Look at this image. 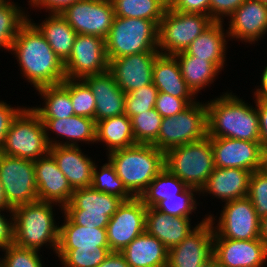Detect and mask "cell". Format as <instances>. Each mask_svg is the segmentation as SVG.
<instances>
[{
	"instance_id": "cell-1",
	"label": "cell",
	"mask_w": 267,
	"mask_h": 267,
	"mask_svg": "<svg viewBox=\"0 0 267 267\" xmlns=\"http://www.w3.org/2000/svg\"><path fill=\"white\" fill-rule=\"evenodd\" d=\"M10 50L17 56L23 76L36 90L61 84L66 79L64 62L31 19L20 28Z\"/></svg>"
},
{
	"instance_id": "cell-2",
	"label": "cell",
	"mask_w": 267,
	"mask_h": 267,
	"mask_svg": "<svg viewBox=\"0 0 267 267\" xmlns=\"http://www.w3.org/2000/svg\"><path fill=\"white\" fill-rule=\"evenodd\" d=\"M226 93L206 103L209 138H232L260 142L257 108Z\"/></svg>"
},
{
	"instance_id": "cell-3",
	"label": "cell",
	"mask_w": 267,
	"mask_h": 267,
	"mask_svg": "<svg viewBox=\"0 0 267 267\" xmlns=\"http://www.w3.org/2000/svg\"><path fill=\"white\" fill-rule=\"evenodd\" d=\"M108 161L126 189L140 197L165 167V153L152 144H135L109 153Z\"/></svg>"
},
{
	"instance_id": "cell-4",
	"label": "cell",
	"mask_w": 267,
	"mask_h": 267,
	"mask_svg": "<svg viewBox=\"0 0 267 267\" xmlns=\"http://www.w3.org/2000/svg\"><path fill=\"white\" fill-rule=\"evenodd\" d=\"M52 207V202L37 200L13 208L14 244L39 251L48 242L56 253L60 227L54 223Z\"/></svg>"
},
{
	"instance_id": "cell-5",
	"label": "cell",
	"mask_w": 267,
	"mask_h": 267,
	"mask_svg": "<svg viewBox=\"0 0 267 267\" xmlns=\"http://www.w3.org/2000/svg\"><path fill=\"white\" fill-rule=\"evenodd\" d=\"M164 165L188 187L200 191L215 169L209 137L169 149L165 152Z\"/></svg>"
},
{
	"instance_id": "cell-6",
	"label": "cell",
	"mask_w": 267,
	"mask_h": 267,
	"mask_svg": "<svg viewBox=\"0 0 267 267\" xmlns=\"http://www.w3.org/2000/svg\"><path fill=\"white\" fill-rule=\"evenodd\" d=\"M158 29L150 20L115 16L105 39L108 59L142 52H160L157 50Z\"/></svg>"
},
{
	"instance_id": "cell-7",
	"label": "cell",
	"mask_w": 267,
	"mask_h": 267,
	"mask_svg": "<svg viewBox=\"0 0 267 267\" xmlns=\"http://www.w3.org/2000/svg\"><path fill=\"white\" fill-rule=\"evenodd\" d=\"M49 148L44 124L30 107L24 108L13 120L0 152L35 161L46 156Z\"/></svg>"
},
{
	"instance_id": "cell-8",
	"label": "cell",
	"mask_w": 267,
	"mask_h": 267,
	"mask_svg": "<svg viewBox=\"0 0 267 267\" xmlns=\"http://www.w3.org/2000/svg\"><path fill=\"white\" fill-rule=\"evenodd\" d=\"M208 136L206 104L194 102L173 117H162L157 140L152 144L164 153Z\"/></svg>"
},
{
	"instance_id": "cell-9",
	"label": "cell",
	"mask_w": 267,
	"mask_h": 267,
	"mask_svg": "<svg viewBox=\"0 0 267 267\" xmlns=\"http://www.w3.org/2000/svg\"><path fill=\"white\" fill-rule=\"evenodd\" d=\"M213 22L209 15L174 11L168 6L158 29L159 53L175 55L184 51Z\"/></svg>"
},
{
	"instance_id": "cell-10",
	"label": "cell",
	"mask_w": 267,
	"mask_h": 267,
	"mask_svg": "<svg viewBox=\"0 0 267 267\" xmlns=\"http://www.w3.org/2000/svg\"><path fill=\"white\" fill-rule=\"evenodd\" d=\"M124 200L93 187L74 189L64 213L77 225L106 228L112 215Z\"/></svg>"
},
{
	"instance_id": "cell-11",
	"label": "cell",
	"mask_w": 267,
	"mask_h": 267,
	"mask_svg": "<svg viewBox=\"0 0 267 267\" xmlns=\"http://www.w3.org/2000/svg\"><path fill=\"white\" fill-rule=\"evenodd\" d=\"M0 181L12 208L38 200L34 161L1 153Z\"/></svg>"
},
{
	"instance_id": "cell-12",
	"label": "cell",
	"mask_w": 267,
	"mask_h": 267,
	"mask_svg": "<svg viewBox=\"0 0 267 267\" xmlns=\"http://www.w3.org/2000/svg\"><path fill=\"white\" fill-rule=\"evenodd\" d=\"M77 34L106 39L115 13L110 0H78L60 13Z\"/></svg>"
},
{
	"instance_id": "cell-13",
	"label": "cell",
	"mask_w": 267,
	"mask_h": 267,
	"mask_svg": "<svg viewBox=\"0 0 267 267\" xmlns=\"http://www.w3.org/2000/svg\"><path fill=\"white\" fill-rule=\"evenodd\" d=\"M65 76L83 79L109 70L105 39L94 35L77 34L72 52L64 62Z\"/></svg>"
},
{
	"instance_id": "cell-14",
	"label": "cell",
	"mask_w": 267,
	"mask_h": 267,
	"mask_svg": "<svg viewBox=\"0 0 267 267\" xmlns=\"http://www.w3.org/2000/svg\"><path fill=\"white\" fill-rule=\"evenodd\" d=\"M213 220L209 215L178 245L169 249L167 267H205L213 257Z\"/></svg>"
},
{
	"instance_id": "cell-15",
	"label": "cell",
	"mask_w": 267,
	"mask_h": 267,
	"mask_svg": "<svg viewBox=\"0 0 267 267\" xmlns=\"http://www.w3.org/2000/svg\"><path fill=\"white\" fill-rule=\"evenodd\" d=\"M213 238L252 240L260 238V218L248 197L225 202ZM217 229V230H216Z\"/></svg>"
},
{
	"instance_id": "cell-16",
	"label": "cell",
	"mask_w": 267,
	"mask_h": 267,
	"mask_svg": "<svg viewBox=\"0 0 267 267\" xmlns=\"http://www.w3.org/2000/svg\"><path fill=\"white\" fill-rule=\"evenodd\" d=\"M146 210L139 197L122 202L106 227L111 252H121L145 231Z\"/></svg>"
},
{
	"instance_id": "cell-17",
	"label": "cell",
	"mask_w": 267,
	"mask_h": 267,
	"mask_svg": "<svg viewBox=\"0 0 267 267\" xmlns=\"http://www.w3.org/2000/svg\"><path fill=\"white\" fill-rule=\"evenodd\" d=\"M217 168H239L251 172L264 168L266 156L260 142L232 138H209Z\"/></svg>"
},
{
	"instance_id": "cell-18",
	"label": "cell",
	"mask_w": 267,
	"mask_h": 267,
	"mask_svg": "<svg viewBox=\"0 0 267 267\" xmlns=\"http://www.w3.org/2000/svg\"><path fill=\"white\" fill-rule=\"evenodd\" d=\"M159 52H142L108 59L109 72L125 94L153 83V64Z\"/></svg>"
},
{
	"instance_id": "cell-19",
	"label": "cell",
	"mask_w": 267,
	"mask_h": 267,
	"mask_svg": "<svg viewBox=\"0 0 267 267\" xmlns=\"http://www.w3.org/2000/svg\"><path fill=\"white\" fill-rule=\"evenodd\" d=\"M213 257L226 267H262L267 260V246L260 238H213Z\"/></svg>"
},
{
	"instance_id": "cell-20",
	"label": "cell",
	"mask_w": 267,
	"mask_h": 267,
	"mask_svg": "<svg viewBox=\"0 0 267 267\" xmlns=\"http://www.w3.org/2000/svg\"><path fill=\"white\" fill-rule=\"evenodd\" d=\"M38 200L61 204L70 202L74 189L64 176L53 156L48 153L34 161Z\"/></svg>"
},
{
	"instance_id": "cell-21",
	"label": "cell",
	"mask_w": 267,
	"mask_h": 267,
	"mask_svg": "<svg viewBox=\"0 0 267 267\" xmlns=\"http://www.w3.org/2000/svg\"><path fill=\"white\" fill-rule=\"evenodd\" d=\"M229 23L225 35L252 44L267 32V5L259 0H245L230 15Z\"/></svg>"
},
{
	"instance_id": "cell-22",
	"label": "cell",
	"mask_w": 267,
	"mask_h": 267,
	"mask_svg": "<svg viewBox=\"0 0 267 267\" xmlns=\"http://www.w3.org/2000/svg\"><path fill=\"white\" fill-rule=\"evenodd\" d=\"M91 89L96 102L95 122L125 114V93L117 85L112 74L86 76L82 79Z\"/></svg>"
},
{
	"instance_id": "cell-23",
	"label": "cell",
	"mask_w": 267,
	"mask_h": 267,
	"mask_svg": "<svg viewBox=\"0 0 267 267\" xmlns=\"http://www.w3.org/2000/svg\"><path fill=\"white\" fill-rule=\"evenodd\" d=\"M49 153L73 189L91 186L95 163L78 146H50Z\"/></svg>"
},
{
	"instance_id": "cell-24",
	"label": "cell",
	"mask_w": 267,
	"mask_h": 267,
	"mask_svg": "<svg viewBox=\"0 0 267 267\" xmlns=\"http://www.w3.org/2000/svg\"><path fill=\"white\" fill-rule=\"evenodd\" d=\"M251 171L239 168H217L200 190L213 194L225 202L247 197Z\"/></svg>"
},
{
	"instance_id": "cell-25",
	"label": "cell",
	"mask_w": 267,
	"mask_h": 267,
	"mask_svg": "<svg viewBox=\"0 0 267 267\" xmlns=\"http://www.w3.org/2000/svg\"><path fill=\"white\" fill-rule=\"evenodd\" d=\"M190 220V218L166 215L154 207H147L145 230L169 250L193 231Z\"/></svg>"
},
{
	"instance_id": "cell-26",
	"label": "cell",
	"mask_w": 267,
	"mask_h": 267,
	"mask_svg": "<svg viewBox=\"0 0 267 267\" xmlns=\"http://www.w3.org/2000/svg\"><path fill=\"white\" fill-rule=\"evenodd\" d=\"M130 267H167L169 250L146 230L122 251Z\"/></svg>"
},
{
	"instance_id": "cell-27",
	"label": "cell",
	"mask_w": 267,
	"mask_h": 267,
	"mask_svg": "<svg viewBox=\"0 0 267 267\" xmlns=\"http://www.w3.org/2000/svg\"><path fill=\"white\" fill-rule=\"evenodd\" d=\"M46 131L49 146H79L77 141L95 142L96 122L92 118L73 115L63 119H41ZM48 130L56 132L61 137H67L64 143L53 141L48 137ZM71 141V142H70Z\"/></svg>"
},
{
	"instance_id": "cell-28",
	"label": "cell",
	"mask_w": 267,
	"mask_h": 267,
	"mask_svg": "<svg viewBox=\"0 0 267 267\" xmlns=\"http://www.w3.org/2000/svg\"><path fill=\"white\" fill-rule=\"evenodd\" d=\"M224 34L223 23L214 21L191 42L184 52L210 61L220 71L224 66L226 55L227 41Z\"/></svg>"
},
{
	"instance_id": "cell-29",
	"label": "cell",
	"mask_w": 267,
	"mask_h": 267,
	"mask_svg": "<svg viewBox=\"0 0 267 267\" xmlns=\"http://www.w3.org/2000/svg\"><path fill=\"white\" fill-rule=\"evenodd\" d=\"M153 84L158 92L177 98H193L195 94L181 75L177 59L173 55L160 54L153 64Z\"/></svg>"
},
{
	"instance_id": "cell-30",
	"label": "cell",
	"mask_w": 267,
	"mask_h": 267,
	"mask_svg": "<svg viewBox=\"0 0 267 267\" xmlns=\"http://www.w3.org/2000/svg\"><path fill=\"white\" fill-rule=\"evenodd\" d=\"M64 225L60 226L57 250L79 247H109L106 228L87 227L75 224L65 213Z\"/></svg>"
},
{
	"instance_id": "cell-31",
	"label": "cell",
	"mask_w": 267,
	"mask_h": 267,
	"mask_svg": "<svg viewBox=\"0 0 267 267\" xmlns=\"http://www.w3.org/2000/svg\"><path fill=\"white\" fill-rule=\"evenodd\" d=\"M49 15L42 24H33L44 35L55 54L65 62L72 52L77 33L61 14L50 13Z\"/></svg>"
},
{
	"instance_id": "cell-32",
	"label": "cell",
	"mask_w": 267,
	"mask_h": 267,
	"mask_svg": "<svg viewBox=\"0 0 267 267\" xmlns=\"http://www.w3.org/2000/svg\"><path fill=\"white\" fill-rule=\"evenodd\" d=\"M95 141L105 142L109 153L135 145L131 119L122 114L96 122Z\"/></svg>"
},
{
	"instance_id": "cell-33",
	"label": "cell",
	"mask_w": 267,
	"mask_h": 267,
	"mask_svg": "<svg viewBox=\"0 0 267 267\" xmlns=\"http://www.w3.org/2000/svg\"><path fill=\"white\" fill-rule=\"evenodd\" d=\"M45 99L44 107L31 108L40 119H63L75 115L70 98V79L61 84L37 89Z\"/></svg>"
},
{
	"instance_id": "cell-34",
	"label": "cell",
	"mask_w": 267,
	"mask_h": 267,
	"mask_svg": "<svg viewBox=\"0 0 267 267\" xmlns=\"http://www.w3.org/2000/svg\"><path fill=\"white\" fill-rule=\"evenodd\" d=\"M173 56L179 63L182 77L194 94L212 83L220 72L210 61L187 55L184 51Z\"/></svg>"
},
{
	"instance_id": "cell-35",
	"label": "cell",
	"mask_w": 267,
	"mask_h": 267,
	"mask_svg": "<svg viewBox=\"0 0 267 267\" xmlns=\"http://www.w3.org/2000/svg\"><path fill=\"white\" fill-rule=\"evenodd\" d=\"M115 16L123 18H142L153 21L158 27L166 9L168 0H110Z\"/></svg>"
},
{
	"instance_id": "cell-36",
	"label": "cell",
	"mask_w": 267,
	"mask_h": 267,
	"mask_svg": "<svg viewBox=\"0 0 267 267\" xmlns=\"http://www.w3.org/2000/svg\"><path fill=\"white\" fill-rule=\"evenodd\" d=\"M187 187L183 181L164 167L139 198L146 207H155L160 201L182 193Z\"/></svg>"
},
{
	"instance_id": "cell-37",
	"label": "cell",
	"mask_w": 267,
	"mask_h": 267,
	"mask_svg": "<svg viewBox=\"0 0 267 267\" xmlns=\"http://www.w3.org/2000/svg\"><path fill=\"white\" fill-rule=\"evenodd\" d=\"M29 20L27 15L13 2L5 1L0 5V49H11L20 28Z\"/></svg>"
},
{
	"instance_id": "cell-38",
	"label": "cell",
	"mask_w": 267,
	"mask_h": 267,
	"mask_svg": "<svg viewBox=\"0 0 267 267\" xmlns=\"http://www.w3.org/2000/svg\"><path fill=\"white\" fill-rule=\"evenodd\" d=\"M109 247H79L57 250L56 254L64 267H98L110 254Z\"/></svg>"
},
{
	"instance_id": "cell-39",
	"label": "cell",
	"mask_w": 267,
	"mask_h": 267,
	"mask_svg": "<svg viewBox=\"0 0 267 267\" xmlns=\"http://www.w3.org/2000/svg\"><path fill=\"white\" fill-rule=\"evenodd\" d=\"M100 170L98 172L97 166H94L91 187L100 192L117 195L124 201L134 198L124 186L123 181L117 176L114 167L109 161L101 166Z\"/></svg>"
},
{
	"instance_id": "cell-40",
	"label": "cell",
	"mask_w": 267,
	"mask_h": 267,
	"mask_svg": "<svg viewBox=\"0 0 267 267\" xmlns=\"http://www.w3.org/2000/svg\"><path fill=\"white\" fill-rule=\"evenodd\" d=\"M162 116L155 108L131 118L136 144H153L159 134Z\"/></svg>"
},
{
	"instance_id": "cell-41",
	"label": "cell",
	"mask_w": 267,
	"mask_h": 267,
	"mask_svg": "<svg viewBox=\"0 0 267 267\" xmlns=\"http://www.w3.org/2000/svg\"><path fill=\"white\" fill-rule=\"evenodd\" d=\"M194 192L199 191L196 188L187 187L182 193L160 201L154 208L166 215L189 218L192 211L197 209Z\"/></svg>"
},
{
	"instance_id": "cell-42",
	"label": "cell",
	"mask_w": 267,
	"mask_h": 267,
	"mask_svg": "<svg viewBox=\"0 0 267 267\" xmlns=\"http://www.w3.org/2000/svg\"><path fill=\"white\" fill-rule=\"evenodd\" d=\"M70 98L75 115L95 120L94 94L82 79H70Z\"/></svg>"
},
{
	"instance_id": "cell-43",
	"label": "cell",
	"mask_w": 267,
	"mask_h": 267,
	"mask_svg": "<svg viewBox=\"0 0 267 267\" xmlns=\"http://www.w3.org/2000/svg\"><path fill=\"white\" fill-rule=\"evenodd\" d=\"M158 89L153 83L138 88L125 95V114L133 116L149 111L155 107Z\"/></svg>"
},
{
	"instance_id": "cell-44",
	"label": "cell",
	"mask_w": 267,
	"mask_h": 267,
	"mask_svg": "<svg viewBox=\"0 0 267 267\" xmlns=\"http://www.w3.org/2000/svg\"><path fill=\"white\" fill-rule=\"evenodd\" d=\"M247 197L260 219L267 216V171L264 168L251 173Z\"/></svg>"
},
{
	"instance_id": "cell-45",
	"label": "cell",
	"mask_w": 267,
	"mask_h": 267,
	"mask_svg": "<svg viewBox=\"0 0 267 267\" xmlns=\"http://www.w3.org/2000/svg\"><path fill=\"white\" fill-rule=\"evenodd\" d=\"M5 257L0 258L2 267H43L38 251L12 244L2 248Z\"/></svg>"
},
{
	"instance_id": "cell-46",
	"label": "cell",
	"mask_w": 267,
	"mask_h": 267,
	"mask_svg": "<svg viewBox=\"0 0 267 267\" xmlns=\"http://www.w3.org/2000/svg\"><path fill=\"white\" fill-rule=\"evenodd\" d=\"M194 99L177 98L165 92H158L154 108L162 117H173L194 103Z\"/></svg>"
},
{
	"instance_id": "cell-47",
	"label": "cell",
	"mask_w": 267,
	"mask_h": 267,
	"mask_svg": "<svg viewBox=\"0 0 267 267\" xmlns=\"http://www.w3.org/2000/svg\"><path fill=\"white\" fill-rule=\"evenodd\" d=\"M174 11L199 13L210 16V0H168Z\"/></svg>"
},
{
	"instance_id": "cell-48",
	"label": "cell",
	"mask_w": 267,
	"mask_h": 267,
	"mask_svg": "<svg viewBox=\"0 0 267 267\" xmlns=\"http://www.w3.org/2000/svg\"><path fill=\"white\" fill-rule=\"evenodd\" d=\"M243 2L245 0H210V18L223 22L222 17L230 16Z\"/></svg>"
},
{
	"instance_id": "cell-49",
	"label": "cell",
	"mask_w": 267,
	"mask_h": 267,
	"mask_svg": "<svg viewBox=\"0 0 267 267\" xmlns=\"http://www.w3.org/2000/svg\"><path fill=\"white\" fill-rule=\"evenodd\" d=\"M6 102H0V150L3 147L5 136L9 131V128L13 120L24 108L10 107Z\"/></svg>"
},
{
	"instance_id": "cell-50",
	"label": "cell",
	"mask_w": 267,
	"mask_h": 267,
	"mask_svg": "<svg viewBox=\"0 0 267 267\" xmlns=\"http://www.w3.org/2000/svg\"><path fill=\"white\" fill-rule=\"evenodd\" d=\"M255 103L259 114L260 143L267 157V101H255Z\"/></svg>"
},
{
	"instance_id": "cell-51",
	"label": "cell",
	"mask_w": 267,
	"mask_h": 267,
	"mask_svg": "<svg viewBox=\"0 0 267 267\" xmlns=\"http://www.w3.org/2000/svg\"><path fill=\"white\" fill-rule=\"evenodd\" d=\"M78 0H30L28 1L31 6L34 7H43L46 10H49L50 13H58L63 12L69 5H72L74 2Z\"/></svg>"
},
{
	"instance_id": "cell-52",
	"label": "cell",
	"mask_w": 267,
	"mask_h": 267,
	"mask_svg": "<svg viewBox=\"0 0 267 267\" xmlns=\"http://www.w3.org/2000/svg\"><path fill=\"white\" fill-rule=\"evenodd\" d=\"M3 210H0V212ZM0 213V248L14 244V217L11 222Z\"/></svg>"
},
{
	"instance_id": "cell-53",
	"label": "cell",
	"mask_w": 267,
	"mask_h": 267,
	"mask_svg": "<svg viewBox=\"0 0 267 267\" xmlns=\"http://www.w3.org/2000/svg\"><path fill=\"white\" fill-rule=\"evenodd\" d=\"M98 267H130L121 252H110Z\"/></svg>"
},
{
	"instance_id": "cell-54",
	"label": "cell",
	"mask_w": 267,
	"mask_h": 267,
	"mask_svg": "<svg viewBox=\"0 0 267 267\" xmlns=\"http://www.w3.org/2000/svg\"><path fill=\"white\" fill-rule=\"evenodd\" d=\"M254 94L256 101H267V66L262 73L261 88H258Z\"/></svg>"
},
{
	"instance_id": "cell-55",
	"label": "cell",
	"mask_w": 267,
	"mask_h": 267,
	"mask_svg": "<svg viewBox=\"0 0 267 267\" xmlns=\"http://www.w3.org/2000/svg\"><path fill=\"white\" fill-rule=\"evenodd\" d=\"M0 210H8L10 214L13 213L12 211L13 208L8 204L6 200L4 187L1 181H0Z\"/></svg>"
},
{
	"instance_id": "cell-56",
	"label": "cell",
	"mask_w": 267,
	"mask_h": 267,
	"mask_svg": "<svg viewBox=\"0 0 267 267\" xmlns=\"http://www.w3.org/2000/svg\"><path fill=\"white\" fill-rule=\"evenodd\" d=\"M260 239L267 246V216L260 219Z\"/></svg>"
},
{
	"instance_id": "cell-57",
	"label": "cell",
	"mask_w": 267,
	"mask_h": 267,
	"mask_svg": "<svg viewBox=\"0 0 267 267\" xmlns=\"http://www.w3.org/2000/svg\"><path fill=\"white\" fill-rule=\"evenodd\" d=\"M205 267H226L220 263L216 258L212 257L205 265Z\"/></svg>"
},
{
	"instance_id": "cell-58",
	"label": "cell",
	"mask_w": 267,
	"mask_h": 267,
	"mask_svg": "<svg viewBox=\"0 0 267 267\" xmlns=\"http://www.w3.org/2000/svg\"><path fill=\"white\" fill-rule=\"evenodd\" d=\"M264 169L267 171V157H266V159H265Z\"/></svg>"
},
{
	"instance_id": "cell-59",
	"label": "cell",
	"mask_w": 267,
	"mask_h": 267,
	"mask_svg": "<svg viewBox=\"0 0 267 267\" xmlns=\"http://www.w3.org/2000/svg\"><path fill=\"white\" fill-rule=\"evenodd\" d=\"M261 1L263 4L267 5V0H259Z\"/></svg>"
},
{
	"instance_id": "cell-60",
	"label": "cell",
	"mask_w": 267,
	"mask_h": 267,
	"mask_svg": "<svg viewBox=\"0 0 267 267\" xmlns=\"http://www.w3.org/2000/svg\"><path fill=\"white\" fill-rule=\"evenodd\" d=\"M6 0H0V5L2 4V3H4Z\"/></svg>"
}]
</instances>
